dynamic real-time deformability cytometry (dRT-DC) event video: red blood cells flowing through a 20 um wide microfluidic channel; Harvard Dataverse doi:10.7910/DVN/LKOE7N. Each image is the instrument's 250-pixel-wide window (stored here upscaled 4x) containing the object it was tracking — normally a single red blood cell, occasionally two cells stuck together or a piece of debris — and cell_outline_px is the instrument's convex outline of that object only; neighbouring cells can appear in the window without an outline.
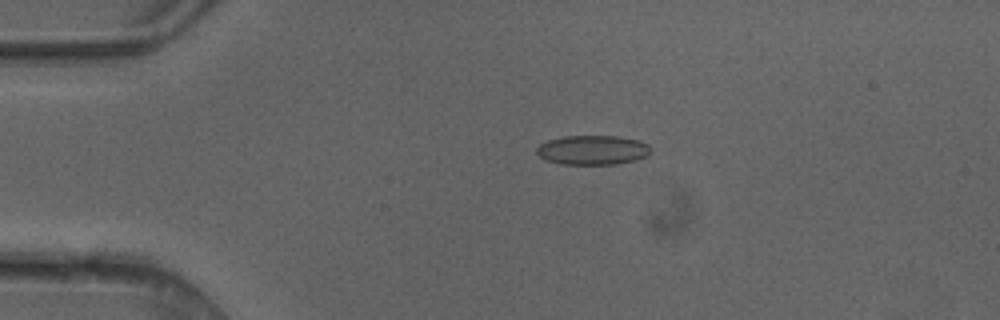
{"species": "common noctule bat (a hibernating species)", "species_latin": "Nyctalus noctula", "temperature_condition": "cold", "stored_images_in_passage": 5, "camera_frame_rate_fps": 3000, "um_per_image_px": 0.085, "animal": {"sex": "female"}, "frame": {"image": 1, "passage_image": 4, "time_ms": 1.0, "image_size_px": [1000, 320], "cell_outline_px": [[648, 152], [644, 156], [636, 160], [616, 164], [564, 164], [544, 160], [536, 152], [536, 148], [540, 144], [548, 140], [564, 136], [616, 136], [636, 140], [648, 144]], "centroid_in_image_um": [50.31, 12.75], "position_along_channel_um": 34.7, "area_um2": 19.31}}